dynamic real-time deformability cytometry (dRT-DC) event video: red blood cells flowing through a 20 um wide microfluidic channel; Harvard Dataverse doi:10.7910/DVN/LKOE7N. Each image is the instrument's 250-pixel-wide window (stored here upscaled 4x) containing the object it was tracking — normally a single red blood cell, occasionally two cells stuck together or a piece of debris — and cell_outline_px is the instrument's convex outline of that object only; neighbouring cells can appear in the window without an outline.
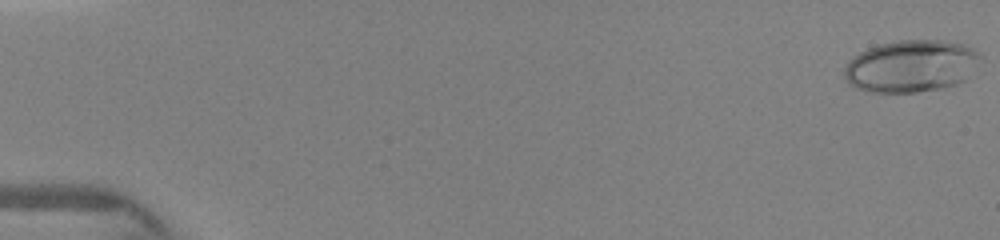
{"species": "human", "species_latin": "Homo sapiens", "temperature_condition": "warm", "stored_images_in_passage": 13, "camera_frame_rate_fps": 3000, "um_per_image_px": 0.085, "donor": {"sex": "female"}, "frame": {"image": 1, "passage_image": 1, "time_ms": 0.0, "image_size_px": [1000, 240], "cell_outline_px": [[984, 56], [964, 80], [956, 84], [940, 88], [916, 92], [868, 92], [856, 88], [848, 84], [844, 76], [844, 68], [848, 60], [860, 52], [868, 48], [880, 44], [900, 40], [944, 40], [964, 44], [972, 48]], "centroid_in_image_um": [77.43, 5.61], "position_along_channel_um": 7.6, "area_um2": 41.5}}
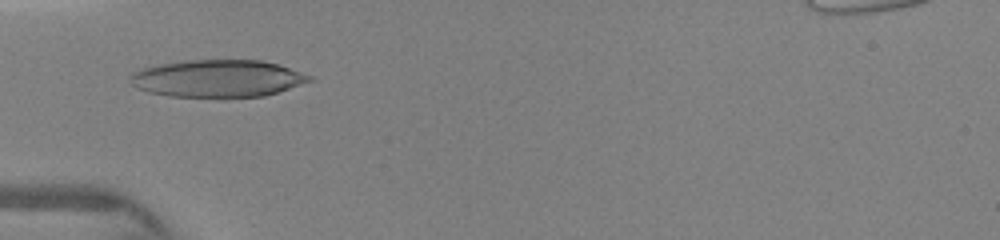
{"frame": {"image": 2, "passage_image": 11, "time_ms": 5.0, "image_size_px": [1000, 240], "cell_outline_px": [[316, 80], [264, 96], [172, 96], [148, 92], [136, 88], [128, 80], [128, 76], [132, 72], [140, 68], [156, 64], [188, 60], [264, 60], [312, 76]], "centroid_in_image_um": [18.45, 6.65], "position_along_channel_um": 66.5, "area_um2": 38.9}}